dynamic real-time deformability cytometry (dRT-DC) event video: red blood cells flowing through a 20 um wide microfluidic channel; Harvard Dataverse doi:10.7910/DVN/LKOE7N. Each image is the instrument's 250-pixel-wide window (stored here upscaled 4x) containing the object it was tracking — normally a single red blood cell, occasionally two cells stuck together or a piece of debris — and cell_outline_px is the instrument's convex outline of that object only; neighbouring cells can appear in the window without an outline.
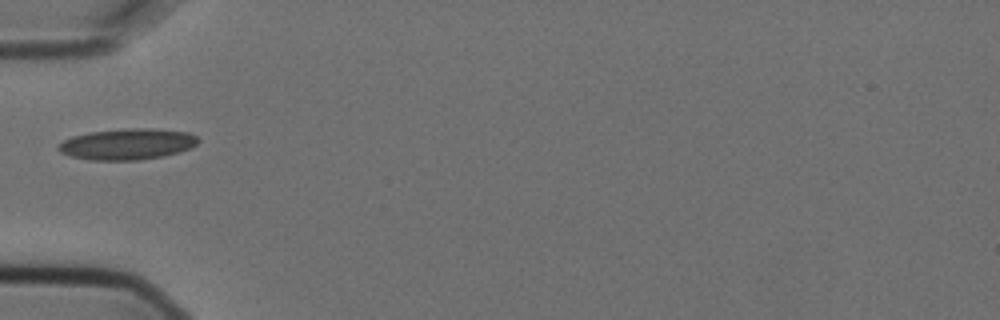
{"species": "Egyptian fruit bat (a non-hibernating species)", "species_latin": "Rousettus aegyptiacus", "temperature_condition": "cold", "stored_images_in_passage": 5, "camera_frame_rate_fps": 3000, "um_per_image_px": 0.085, "animal": {"sex": "female"}, "frame": {"image": 1, "passage_image": 5, "time_ms": 1.333, "image_size_px": [1000, 320], "cell_outline_px": [[200, 140], [196, 144], [180, 152], [164, 156], [140, 160], [88, 160], [72, 156], [60, 152], [56, 148], [64, 140], [72, 136], [92, 132], [132, 128], [152, 128], [188, 132], [196, 136]], "centroid_in_image_um": [10.84, 12.25], "position_along_channel_um": 74.2, "area_um2": 25.2}}